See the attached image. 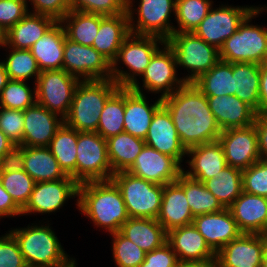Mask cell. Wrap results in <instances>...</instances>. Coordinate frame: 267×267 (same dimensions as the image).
Instances as JSON below:
<instances>
[{
	"label": "cell",
	"mask_w": 267,
	"mask_h": 267,
	"mask_svg": "<svg viewBox=\"0 0 267 267\" xmlns=\"http://www.w3.org/2000/svg\"><path fill=\"white\" fill-rule=\"evenodd\" d=\"M186 150L218 141L222 130L208 106L207 97L194 83H185L162 98Z\"/></svg>",
	"instance_id": "1"
},
{
	"label": "cell",
	"mask_w": 267,
	"mask_h": 267,
	"mask_svg": "<svg viewBox=\"0 0 267 267\" xmlns=\"http://www.w3.org/2000/svg\"><path fill=\"white\" fill-rule=\"evenodd\" d=\"M76 206L96 228L110 234L120 231L130 218L120 189L112 180L79 184Z\"/></svg>",
	"instance_id": "2"
},
{
	"label": "cell",
	"mask_w": 267,
	"mask_h": 267,
	"mask_svg": "<svg viewBox=\"0 0 267 267\" xmlns=\"http://www.w3.org/2000/svg\"><path fill=\"white\" fill-rule=\"evenodd\" d=\"M39 225V226H38ZM14 228L10 232L19 244L25 263L31 267H74L76 259L63 249L49 223Z\"/></svg>",
	"instance_id": "3"
},
{
	"label": "cell",
	"mask_w": 267,
	"mask_h": 267,
	"mask_svg": "<svg viewBox=\"0 0 267 267\" xmlns=\"http://www.w3.org/2000/svg\"><path fill=\"white\" fill-rule=\"evenodd\" d=\"M119 88L112 79L80 81L64 123L78 132H96L107 99Z\"/></svg>",
	"instance_id": "4"
},
{
	"label": "cell",
	"mask_w": 267,
	"mask_h": 267,
	"mask_svg": "<svg viewBox=\"0 0 267 267\" xmlns=\"http://www.w3.org/2000/svg\"><path fill=\"white\" fill-rule=\"evenodd\" d=\"M265 10H267L266 6L257 7L244 19L234 34L224 41L219 49L220 60L228 63L263 64L266 62L267 28L250 24L252 19Z\"/></svg>",
	"instance_id": "5"
},
{
	"label": "cell",
	"mask_w": 267,
	"mask_h": 267,
	"mask_svg": "<svg viewBox=\"0 0 267 267\" xmlns=\"http://www.w3.org/2000/svg\"><path fill=\"white\" fill-rule=\"evenodd\" d=\"M165 43L156 36L130 34L119 48L116 59L111 64V79L119 87H131L146 70L155 52ZM123 63L127 71L118 65ZM129 71V72H128Z\"/></svg>",
	"instance_id": "6"
},
{
	"label": "cell",
	"mask_w": 267,
	"mask_h": 267,
	"mask_svg": "<svg viewBox=\"0 0 267 267\" xmlns=\"http://www.w3.org/2000/svg\"><path fill=\"white\" fill-rule=\"evenodd\" d=\"M165 42L174 52L177 68L190 73L183 78L186 83L196 81L220 60L219 50L194 32H174Z\"/></svg>",
	"instance_id": "7"
},
{
	"label": "cell",
	"mask_w": 267,
	"mask_h": 267,
	"mask_svg": "<svg viewBox=\"0 0 267 267\" xmlns=\"http://www.w3.org/2000/svg\"><path fill=\"white\" fill-rule=\"evenodd\" d=\"M111 180L121 191L129 217L157 219L163 185L135 177L127 171L114 173Z\"/></svg>",
	"instance_id": "8"
},
{
	"label": "cell",
	"mask_w": 267,
	"mask_h": 267,
	"mask_svg": "<svg viewBox=\"0 0 267 267\" xmlns=\"http://www.w3.org/2000/svg\"><path fill=\"white\" fill-rule=\"evenodd\" d=\"M133 1L127 0L126 10L130 32L135 35L156 36L165 41L168 40L174 33L175 26L170 22V17L172 13L175 16L176 0H139L137 9L133 8L135 7Z\"/></svg>",
	"instance_id": "9"
},
{
	"label": "cell",
	"mask_w": 267,
	"mask_h": 267,
	"mask_svg": "<svg viewBox=\"0 0 267 267\" xmlns=\"http://www.w3.org/2000/svg\"><path fill=\"white\" fill-rule=\"evenodd\" d=\"M76 182L111 180L114 174L108 158L107 141L97 132H78Z\"/></svg>",
	"instance_id": "10"
},
{
	"label": "cell",
	"mask_w": 267,
	"mask_h": 267,
	"mask_svg": "<svg viewBox=\"0 0 267 267\" xmlns=\"http://www.w3.org/2000/svg\"><path fill=\"white\" fill-rule=\"evenodd\" d=\"M177 63L174 52L165 42L159 48L150 60L146 70L141 75L143 85L137 80L130 88L136 92L143 93L147 90L150 93H161L160 98L171 95L178 88L182 87L186 82L182 78H178Z\"/></svg>",
	"instance_id": "11"
},
{
	"label": "cell",
	"mask_w": 267,
	"mask_h": 267,
	"mask_svg": "<svg viewBox=\"0 0 267 267\" xmlns=\"http://www.w3.org/2000/svg\"><path fill=\"white\" fill-rule=\"evenodd\" d=\"M80 80L64 69L41 71L35 82L36 103L65 118Z\"/></svg>",
	"instance_id": "12"
},
{
	"label": "cell",
	"mask_w": 267,
	"mask_h": 267,
	"mask_svg": "<svg viewBox=\"0 0 267 267\" xmlns=\"http://www.w3.org/2000/svg\"><path fill=\"white\" fill-rule=\"evenodd\" d=\"M256 8L257 6L232 7L223 4L215 9L212 7L193 32L219 50L224 41L234 34L244 19Z\"/></svg>",
	"instance_id": "13"
},
{
	"label": "cell",
	"mask_w": 267,
	"mask_h": 267,
	"mask_svg": "<svg viewBox=\"0 0 267 267\" xmlns=\"http://www.w3.org/2000/svg\"><path fill=\"white\" fill-rule=\"evenodd\" d=\"M63 69L80 81L111 79V63L92 46L65 38Z\"/></svg>",
	"instance_id": "14"
},
{
	"label": "cell",
	"mask_w": 267,
	"mask_h": 267,
	"mask_svg": "<svg viewBox=\"0 0 267 267\" xmlns=\"http://www.w3.org/2000/svg\"><path fill=\"white\" fill-rule=\"evenodd\" d=\"M218 141L228 166L244 170L261 160L255 123L243 128L223 130Z\"/></svg>",
	"instance_id": "15"
},
{
	"label": "cell",
	"mask_w": 267,
	"mask_h": 267,
	"mask_svg": "<svg viewBox=\"0 0 267 267\" xmlns=\"http://www.w3.org/2000/svg\"><path fill=\"white\" fill-rule=\"evenodd\" d=\"M266 246L267 235L242 233L216 253L213 267H259Z\"/></svg>",
	"instance_id": "16"
},
{
	"label": "cell",
	"mask_w": 267,
	"mask_h": 267,
	"mask_svg": "<svg viewBox=\"0 0 267 267\" xmlns=\"http://www.w3.org/2000/svg\"><path fill=\"white\" fill-rule=\"evenodd\" d=\"M79 184L70 176L61 180L35 183L22 215L55 213L70 198H78Z\"/></svg>",
	"instance_id": "17"
},
{
	"label": "cell",
	"mask_w": 267,
	"mask_h": 267,
	"mask_svg": "<svg viewBox=\"0 0 267 267\" xmlns=\"http://www.w3.org/2000/svg\"><path fill=\"white\" fill-rule=\"evenodd\" d=\"M127 172L164 186L176 182L183 173V167L175 158L145 145Z\"/></svg>",
	"instance_id": "18"
},
{
	"label": "cell",
	"mask_w": 267,
	"mask_h": 267,
	"mask_svg": "<svg viewBox=\"0 0 267 267\" xmlns=\"http://www.w3.org/2000/svg\"><path fill=\"white\" fill-rule=\"evenodd\" d=\"M167 242L180 263L214 265L216 253L205 238L192 224L171 229L167 232Z\"/></svg>",
	"instance_id": "19"
},
{
	"label": "cell",
	"mask_w": 267,
	"mask_h": 267,
	"mask_svg": "<svg viewBox=\"0 0 267 267\" xmlns=\"http://www.w3.org/2000/svg\"><path fill=\"white\" fill-rule=\"evenodd\" d=\"M64 119L35 103L24 110L23 140L20 146L48 147Z\"/></svg>",
	"instance_id": "20"
},
{
	"label": "cell",
	"mask_w": 267,
	"mask_h": 267,
	"mask_svg": "<svg viewBox=\"0 0 267 267\" xmlns=\"http://www.w3.org/2000/svg\"><path fill=\"white\" fill-rule=\"evenodd\" d=\"M146 145L175 158L180 164L187 150L182 145L168 110L162 105L154 114L146 138Z\"/></svg>",
	"instance_id": "21"
},
{
	"label": "cell",
	"mask_w": 267,
	"mask_h": 267,
	"mask_svg": "<svg viewBox=\"0 0 267 267\" xmlns=\"http://www.w3.org/2000/svg\"><path fill=\"white\" fill-rule=\"evenodd\" d=\"M193 225L215 253L242 234L228 208L196 216Z\"/></svg>",
	"instance_id": "22"
},
{
	"label": "cell",
	"mask_w": 267,
	"mask_h": 267,
	"mask_svg": "<svg viewBox=\"0 0 267 267\" xmlns=\"http://www.w3.org/2000/svg\"><path fill=\"white\" fill-rule=\"evenodd\" d=\"M228 209L242 233L267 235V197L243 191Z\"/></svg>",
	"instance_id": "23"
},
{
	"label": "cell",
	"mask_w": 267,
	"mask_h": 267,
	"mask_svg": "<svg viewBox=\"0 0 267 267\" xmlns=\"http://www.w3.org/2000/svg\"><path fill=\"white\" fill-rule=\"evenodd\" d=\"M186 155L191 159L186 161L190 167L187 171L183 168V174L202 183L228 166L219 141L189 148Z\"/></svg>",
	"instance_id": "24"
},
{
	"label": "cell",
	"mask_w": 267,
	"mask_h": 267,
	"mask_svg": "<svg viewBox=\"0 0 267 267\" xmlns=\"http://www.w3.org/2000/svg\"><path fill=\"white\" fill-rule=\"evenodd\" d=\"M144 94L125 87L124 131L141 139L146 138L153 116L162 106V98L149 104Z\"/></svg>",
	"instance_id": "25"
},
{
	"label": "cell",
	"mask_w": 267,
	"mask_h": 267,
	"mask_svg": "<svg viewBox=\"0 0 267 267\" xmlns=\"http://www.w3.org/2000/svg\"><path fill=\"white\" fill-rule=\"evenodd\" d=\"M221 130L243 128L255 123L256 111L235 95L206 96Z\"/></svg>",
	"instance_id": "26"
},
{
	"label": "cell",
	"mask_w": 267,
	"mask_h": 267,
	"mask_svg": "<svg viewBox=\"0 0 267 267\" xmlns=\"http://www.w3.org/2000/svg\"><path fill=\"white\" fill-rule=\"evenodd\" d=\"M193 219L184 189L177 182L164 185L157 221L168 232L171 229L192 224Z\"/></svg>",
	"instance_id": "27"
},
{
	"label": "cell",
	"mask_w": 267,
	"mask_h": 267,
	"mask_svg": "<svg viewBox=\"0 0 267 267\" xmlns=\"http://www.w3.org/2000/svg\"><path fill=\"white\" fill-rule=\"evenodd\" d=\"M130 34L128 14L101 15L100 27L92 47L112 64L121 44Z\"/></svg>",
	"instance_id": "28"
},
{
	"label": "cell",
	"mask_w": 267,
	"mask_h": 267,
	"mask_svg": "<svg viewBox=\"0 0 267 267\" xmlns=\"http://www.w3.org/2000/svg\"><path fill=\"white\" fill-rule=\"evenodd\" d=\"M66 33L56 21L29 49L41 71L63 69V52Z\"/></svg>",
	"instance_id": "29"
},
{
	"label": "cell",
	"mask_w": 267,
	"mask_h": 267,
	"mask_svg": "<svg viewBox=\"0 0 267 267\" xmlns=\"http://www.w3.org/2000/svg\"><path fill=\"white\" fill-rule=\"evenodd\" d=\"M119 232L146 253L167 242V231L157 219L130 217Z\"/></svg>",
	"instance_id": "30"
},
{
	"label": "cell",
	"mask_w": 267,
	"mask_h": 267,
	"mask_svg": "<svg viewBox=\"0 0 267 267\" xmlns=\"http://www.w3.org/2000/svg\"><path fill=\"white\" fill-rule=\"evenodd\" d=\"M55 22L50 16L29 12L6 32L5 44L10 48L29 50Z\"/></svg>",
	"instance_id": "31"
},
{
	"label": "cell",
	"mask_w": 267,
	"mask_h": 267,
	"mask_svg": "<svg viewBox=\"0 0 267 267\" xmlns=\"http://www.w3.org/2000/svg\"><path fill=\"white\" fill-rule=\"evenodd\" d=\"M24 170L36 183L61 180L67 176L48 147L24 146Z\"/></svg>",
	"instance_id": "32"
},
{
	"label": "cell",
	"mask_w": 267,
	"mask_h": 267,
	"mask_svg": "<svg viewBox=\"0 0 267 267\" xmlns=\"http://www.w3.org/2000/svg\"><path fill=\"white\" fill-rule=\"evenodd\" d=\"M107 141L108 158L113 173L127 171L146 145L144 139L127 132L112 136Z\"/></svg>",
	"instance_id": "33"
},
{
	"label": "cell",
	"mask_w": 267,
	"mask_h": 267,
	"mask_svg": "<svg viewBox=\"0 0 267 267\" xmlns=\"http://www.w3.org/2000/svg\"><path fill=\"white\" fill-rule=\"evenodd\" d=\"M78 131L63 124L57 129L49 143V150L59 163L63 172L76 181V148Z\"/></svg>",
	"instance_id": "34"
},
{
	"label": "cell",
	"mask_w": 267,
	"mask_h": 267,
	"mask_svg": "<svg viewBox=\"0 0 267 267\" xmlns=\"http://www.w3.org/2000/svg\"><path fill=\"white\" fill-rule=\"evenodd\" d=\"M60 22L67 39L81 45L92 46L100 27L101 15L70 10Z\"/></svg>",
	"instance_id": "35"
},
{
	"label": "cell",
	"mask_w": 267,
	"mask_h": 267,
	"mask_svg": "<svg viewBox=\"0 0 267 267\" xmlns=\"http://www.w3.org/2000/svg\"><path fill=\"white\" fill-rule=\"evenodd\" d=\"M235 96L259 114L260 64L233 63Z\"/></svg>",
	"instance_id": "36"
},
{
	"label": "cell",
	"mask_w": 267,
	"mask_h": 267,
	"mask_svg": "<svg viewBox=\"0 0 267 267\" xmlns=\"http://www.w3.org/2000/svg\"><path fill=\"white\" fill-rule=\"evenodd\" d=\"M203 184L224 208H228L243 192L242 170L226 166Z\"/></svg>",
	"instance_id": "37"
},
{
	"label": "cell",
	"mask_w": 267,
	"mask_h": 267,
	"mask_svg": "<svg viewBox=\"0 0 267 267\" xmlns=\"http://www.w3.org/2000/svg\"><path fill=\"white\" fill-rule=\"evenodd\" d=\"M193 83L205 96L235 95L233 63L219 60Z\"/></svg>",
	"instance_id": "38"
},
{
	"label": "cell",
	"mask_w": 267,
	"mask_h": 267,
	"mask_svg": "<svg viewBox=\"0 0 267 267\" xmlns=\"http://www.w3.org/2000/svg\"><path fill=\"white\" fill-rule=\"evenodd\" d=\"M176 182L184 189L193 217L221 211L224 207L202 182L181 174Z\"/></svg>",
	"instance_id": "39"
},
{
	"label": "cell",
	"mask_w": 267,
	"mask_h": 267,
	"mask_svg": "<svg viewBox=\"0 0 267 267\" xmlns=\"http://www.w3.org/2000/svg\"><path fill=\"white\" fill-rule=\"evenodd\" d=\"M125 87H119L101 111L97 133L104 139L124 132Z\"/></svg>",
	"instance_id": "40"
},
{
	"label": "cell",
	"mask_w": 267,
	"mask_h": 267,
	"mask_svg": "<svg viewBox=\"0 0 267 267\" xmlns=\"http://www.w3.org/2000/svg\"><path fill=\"white\" fill-rule=\"evenodd\" d=\"M3 48L9 49V54L5 59L6 61L1 60L8 78L11 80L28 81L35 76V83L41 70L39 69L37 61L31 54V51L27 49L10 48L6 44Z\"/></svg>",
	"instance_id": "41"
},
{
	"label": "cell",
	"mask_w": 267,
	"mask_h": 267,
	"mask_svg": "<svg viewBox=\"0 0 267 267\" xmlns=\"http://www.w3.org/2000/svg\"><path fill=\"white\" fill-rule=\"evenodd\" d=\"M212 6L211 0H176L174 32H193Z\"/></svg>",
	"instance_id": "42"
},
{
	"label": "cell",
	"mask_w": 267,
	"mask_h": 267,
	"mask_svg": "<svg viewBox=\"0 0 267 267\" xmlns=\"http://www.w3.org/2000/svg\"><path fill=\"white\" fill-rule=\"evenodd\" d=\"M36 103V91L26 81L9 79L0 94V107L26 110Z\"/></svg>",
	"instance_id": "43"
},
{
	"label": "cell",
	"mask_w": 267,
	"mask_h": 267,
	"mask_svg": "<svg viewBox=\"0 0 267 267\" xmlns=\"http://www.w3.org/2000/svg\"><path fill=\"white\" fill-rule=\"evenodd\" d=\"M4 189L11 195L14 202L23 209L33 191L35 180L25 171L0 172Z\"/></svg>",
	"instance_id": "44"
},
{
	"label": "cell",
	"mask_w": 267,
	"mask_h": 267,
	"mask_svg": "<svg viewBox=\"0 0 267 267\" xmlns=\"http://www.w3.org/2000/svg\"><path fill=\"white\" fill-rule=\"evenodd\" d=\"M110 235L112 236V255L115 266L139 267L145 259L146 252L119 231Z\"/></svg>",
	"instance_id": "45"
},
{
	"label": "cell",
	"mask_w": 267,
	"mask_h": 267,
	"mask_svg": "<svg viewBox=\"0 0 267 267\" xmlns=\"http://www.w3.org/2000/svg\"><path fill=\"white\" fill-rule=\"evenodd\" d=\"M71 10L103 16L127 14V0H71Z\"/></svg>",
	"instance_id": "46"
},
{
	"label": "cell",
	"mask_w": 267,
	"mask_h": 267,
	"mask_svg": "<svg viewBox=\"0 0 267 267\" xmlns=\"http://www.w3.org/2000/svg\"><path fill=\"white\" fill-rule=\"evenodd\" d=\"M243 191L267 197V161L259 160L242 170Z\"/></svg>",
	"instance_id": "47"
},
{
	"label": "cell",
	"mask_w": 267,
	"mask_h": 267,
	"mask_svg": "<svg viewBox=\"0 0 267 267\" xmlns=\"http://www.w3.org/2000/svg\"><path fill=\"white\" fill-rule=\"evenodd\" d=\"M0 130L15 144L23 140L24 111L0 107Z\"/></svg>",
	"instance_id": "48"
},
{
	"label": "cell",
	"mask_w": 267,
	"mask_h": 267,
	"mask_svg": "<svg viewBox=\"0 0 267 267\" xmlns=\"http://www.w3.org/2000/svg\"><path fill=\"white\" fill-rule=\"evenodd\" d=\"M27 0H0V27L5 33L29 11Z\"/></svg>",
	"instance_id": "49"
},
{
	"label": "cell",
	"mask_w": 267,
	"mask_h": 267,
	"mask_svg": "<svg viewBox=\"0 0 267 267\" xmlns=\"http://www.w3.org/2000/svg\"><path fill=\"white\" fill-rule=\"evenodd\" d=\"M19 244L9 232L0 237V267H26Z\"/></svg>",
	"instance_id": "50"
},
{
	"label": "cell",
	"mask_w": 267,
	"mask_h": 267,
	"mask_svg": "<svg viewBox=\"0 0 267 267\" xmlns=\"http://www.w3.org/2000/svg\"><path fill=\"white\" fill-rule=\"evenodd\" d=\"M33 10L30 13L46 15L60 21L70 10L71 0H28Z\"/></svg>",
	"instance_id": "51"
},
{
	"label": "cell",
	"mask_w": 267,
	"mask_h": 267,
	"mask_svg": "<svg viewBox=\"0 0 267 267\" xmlns=\"http://www.w3.org/2000/svg\"><path fill=\"white\" fill-rule=\"evenodd\" d=\"M178 257L168 242L155 250L146 253L144 261L139 267H177Z\"/></svg>",
	"instance_id": "52"
},
{
	"label": "cell",
	"mask_w": 267,
	"mask_h": 267,
	"mask_svg": "<svg viewBox=\"0 0 267 267\" xmlns=\"http://www.w3.org/2000/svg\"><path fill=\"white\" fill-rule=\"evenodd\" d=\"M24 170V146L14 145L0 157V172Z\"/></svg>",
	"instance_id": "53"
},
{
	"label": "cell",
	"mask_w": 267,
	"mask_h": 267,
	"mask_svg": "<svg viewBox=\"0 0 267 267\" xmlns=\"http://www.w3.org/2000/svg\"><path fill=\"white\" fill-rule=\"evenodd\" d=\"M22 209L14 202L11 195L4 189L0 176V219L21 216Z\"/></svg>",
	"instance_id": "54"
},
{
	"label": "cell",
	"mask_w": 267,
	"mask_h": 267,
	"mask_svg": "<svg viewBox=\"0 0 267 267\" xmlns=\"http://www.w3.org/2000/svg\"><path fill=\"white\" fill-rule=\"evenodd\" d=\"M255 126L261 160L267 161V114H257Z\"/></svg>",
	"instance_id": "55"
},
{
	"label": "cell",
	"mask_w": 267,
	"mask_h": 267,
	"mask_svg": "<svg viewBox=\"0 0 267 267\" xmlns=\"http://www.w3.org/2000/svg\"><path fill=\"white\" fill-rule=\"evenodd\" d=\"M259 114H267V64H260Z\"/></svg>",
	"instance_id": "56"
},
{
	"label": "cell",
	"mask_w": 267,
	"mask_h": 267,
	"mask_svg": "<svg viewBox=\"0 0 267 267\" xmlns=\"http://www.w3.org/2000/svg\"><path fill=\"white\" fill-rule=\"evenodd\" d=\"M15 144L0 130V157L9 151Z\"/></svg>",
	"instance_id": "57"
},
{
	"label": "cell",
	"mask_w": 267,
	"mask_h": 267,
	"mask_svg": "<svg viewBox=\"0 0 267 267\" xmlns=\"http://www.w3.org/2000/svg\"><path fill=\"white\" fill-rule=\"evenodd\" d=\"M8 80L9 78L5 70L4 64L0 60V94L2 92V89L6 86Z\"/></svg>",
	"instance_id": "58"
},
{
	"label": "cell",
	"mask_w": 267,
	"mask_h": 267,
	"mask_svg": "<svg viewBox=\"0 0 267 267\" xmlns=\"http://www.w3.org/2000/svg\"><path fill=\"white\" fill-rule=\"evenodd\" d=\"M214 265H203L199 263H180L177 267H213Z\"/></svg>",
	"instance_id": "59"
},
{
	"label": "cell",
	"mask_w": 267,
	"mask_h": 267,
	"mask_svg": "<svg viewBox=\"0 0 267 267\" xmlns=\"http://www.w3.org/2000/svg\"><path fill=\"white\" fill-rule=\"evenodd\" d=\"M6 43V33L5 31L0 27V47H4Z\"/></svg>",
	"instance_id": "60"
},
{
	"label": "cell",
	"mask_w": 267,
	"mask_h": 267,
	"mask_svg": "<svg viewBox=\"0 0 267 267\" xmlns=\"http://www.w3.org/2000/svg\"><path fill=\"white\" fill-rule=\"evenodd\" d=\"M266 265H267V246L265 248V252H264V261H263Z\"/></svg>",
	"instance_id": "61"
},
{
	"label": "cell",
	"mask_w": 267,
	"mask_h": 267,
	"mask_svg": "<svg viewBox=\"0 0 267 267\" xmlns=\"http://www.w3.org/2000/svg\"><path fill=\"white\" fill-rule=\"evenodd\" d=\"M259 267H267V265L263 262Z\"/></svg>",
	"instance_id": "62"
}]
</instances>
